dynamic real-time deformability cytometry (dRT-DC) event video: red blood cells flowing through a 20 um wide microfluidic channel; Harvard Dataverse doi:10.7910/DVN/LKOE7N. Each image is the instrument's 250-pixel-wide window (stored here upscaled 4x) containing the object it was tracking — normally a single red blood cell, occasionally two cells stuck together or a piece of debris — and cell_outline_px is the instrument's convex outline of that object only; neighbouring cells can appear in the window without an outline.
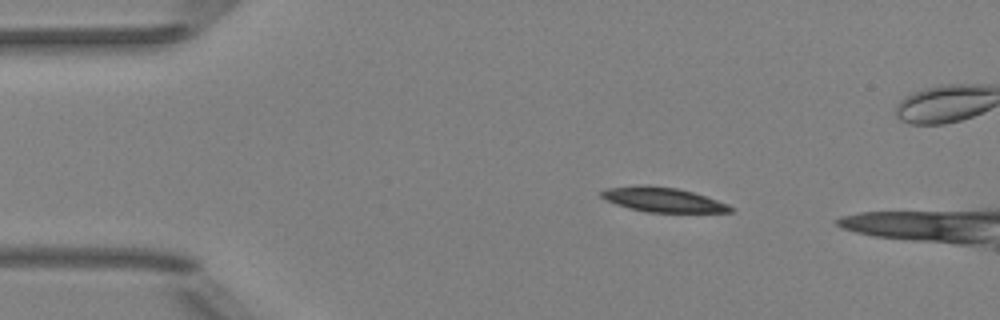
{"species": "Egyptian fruit bat (a non-hibernating species)", "species_latin": "Rousettus aegyptiacus", "temperature_condition": "room temperature", "stored_images_in_passage": 4, "camera_frame_rate_fps": 3000, "um_per_image_px": 0.085, "animal": {"sex": "female"}, "frame": {"image": 1, "passage_image": 2, "time_ms": 1.0, "image_size_px": [1000, 320], "cell_outline_px": [[736, 208], [732, 212], [648, 212], [616, 204], [604, 200], [600, 196], [600, 192], [604, 188], [640, 184], [648, 184], [676, 188], [692, 192], [728, 204]], "centroid_in_image_um": [56.3, 16.95], "position_along_channel_um": 28.7, "area_um2": 18.55}}